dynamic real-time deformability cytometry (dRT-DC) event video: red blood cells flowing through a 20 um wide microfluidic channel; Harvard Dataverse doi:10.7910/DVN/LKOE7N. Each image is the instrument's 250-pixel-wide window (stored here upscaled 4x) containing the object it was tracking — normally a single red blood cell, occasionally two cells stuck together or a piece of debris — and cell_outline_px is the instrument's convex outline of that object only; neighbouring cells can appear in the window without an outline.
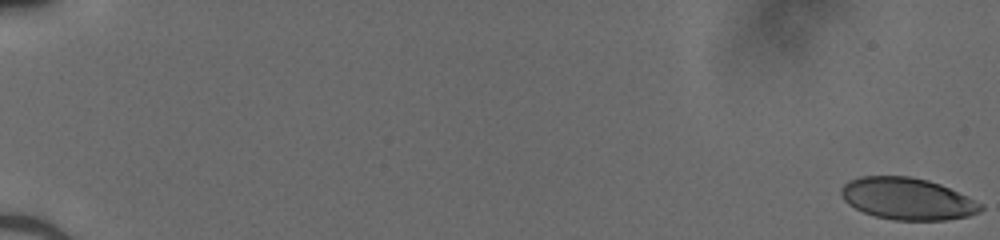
{"species": "human", "species_latin": "Homo sapiens", "temperature_condition": "cold", "stored_images_in_passage": 52, "camera_frame_rate_fps": 3000, "um_per_image_px": 0.085, "donor": {"sex": "male"}, "frame": {"image": 1, "passage_image": 1, "time_ms": 0.0, "image_size_px": [1000, 240], "cell_outline_px": [[984, 208], [980, 212], [968, 216], [944, 220], [892, 220], [876, 216], [864, 212], [848, 204], [844, 200], [840, 192], [840, 188], [848, 180], [860, 176], [908, 176], [928, 180], [940, 184], [984, 204]], "centroid_in_image_um": [77.12, 16.89], "position_along_channel_um": 7.9, "area_um2": 34.1}}
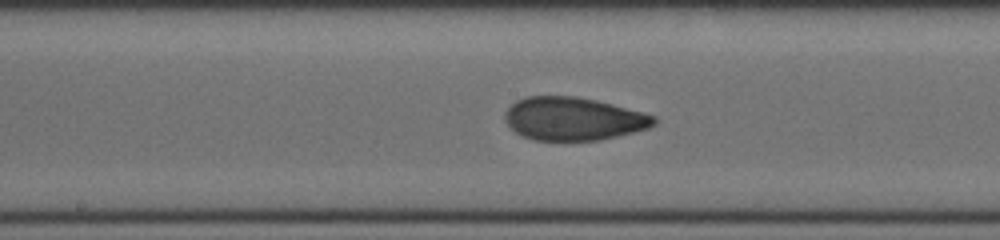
{"frame": {"image": 2, "passage_image": 30, "time_ms": 9.667, "image_size_px": [1000, 240], "cell_outline_px": [[656, 124], [648, 128], [600, 140], [532, 140], [516, 132], [504, 120], [504, 116], [508, 108], [516, 100], [524, 96], [576, 96], [596, 100], [644, 112], [656, 116]], "centroid_in_image_um": [48.74, 10.08], "position_along_channel_um": 199.5, "area_um2": 37.4}}
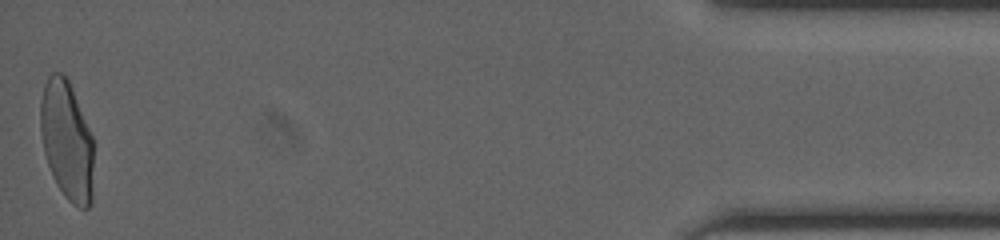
{"frame": {"image": 3, "passage_image": 52, "time_ms": 17.0, "image_size_px": [1000, 240], "cell_outline_px": [[92, 204], [88, 208], [80, 208], [72, 204], [64, 196], [56, 184], [52, 176], [44, 152], [40, 128], [40, 100], [44, 84], [48, 76], [52, 72], [60, 72], [68, 80], [72, 88], [92, 136]], "centroid_in_image_um": [5.66, 11.96], "position_along_channel_um": 429.5, "area_um2": 36.88}}